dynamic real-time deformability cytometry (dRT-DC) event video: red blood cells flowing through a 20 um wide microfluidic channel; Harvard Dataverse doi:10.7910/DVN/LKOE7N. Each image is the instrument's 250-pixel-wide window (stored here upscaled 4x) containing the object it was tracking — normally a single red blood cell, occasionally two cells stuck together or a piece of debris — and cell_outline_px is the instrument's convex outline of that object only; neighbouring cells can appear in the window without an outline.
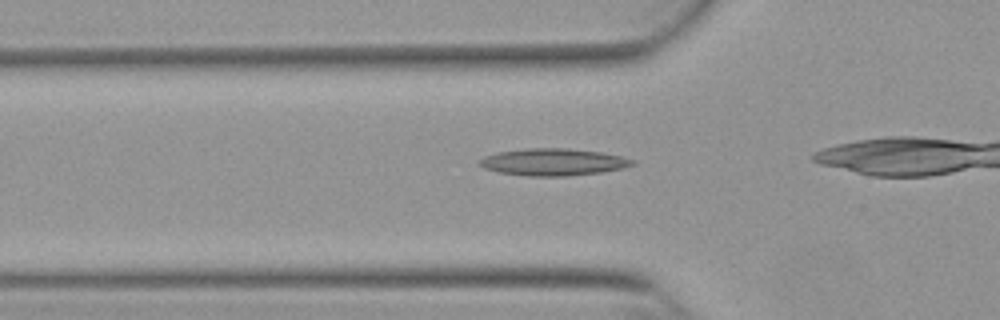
{"species": "Egyptian fruit bat (a non-hibernating species)", "species_latin": "Rousettus aegyptiacus", "temperature_condition": "warm", "stored_images_in_passage": 36, "camera_frame_rate_fps": 3000, "um_per_image_px": 0.085, "animal": {"sex": "female"}, "frame": {"image": 1, "passage_image": 12, "time_ms": 3.667, "image_size_px": [1000, 320], "cell_outline_px": [[636, 164], [620, 168], [600, 172], [568, 176], [528, 176], [500, 172], [484, 168], [476, 164], [476, 160], [484, 156], [496, 152], [528, 148], [568, 148], [600, 152], [620, 156], [636, 160]], "centroid_in_image_um": [46.96, 13.77], "position_along_channel_um": 78.8, "area_um2": 24.16}}
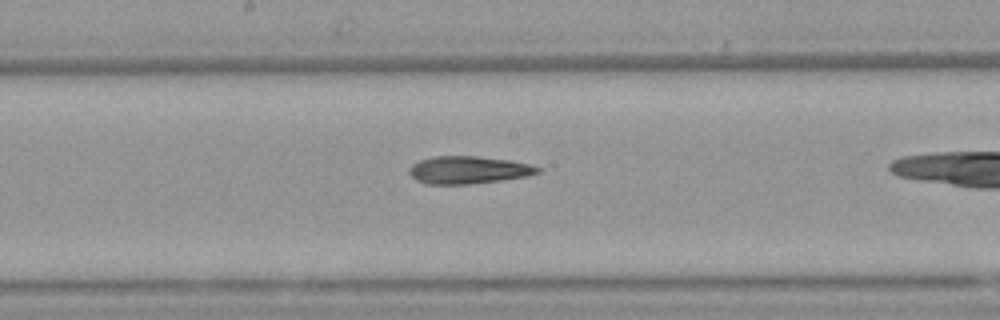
{"frame": {"image": 2, "passage_image": 22, "time_ms": 7.0, "image_size_px": [1000, 320], "cell_outline_px": [[540, 172], [528, 176], [472, 184], [424, 184], [416, 180], [408, 172], [408, 168], [412, 164], [420, 160], [432, 156], [476, 156], [508, 160], [528, 164], [540, 168]], "centroid_in_image_um": [39.76, 14.45], "position_along_channel_um": 208.4, "area_um2": 20.63}}
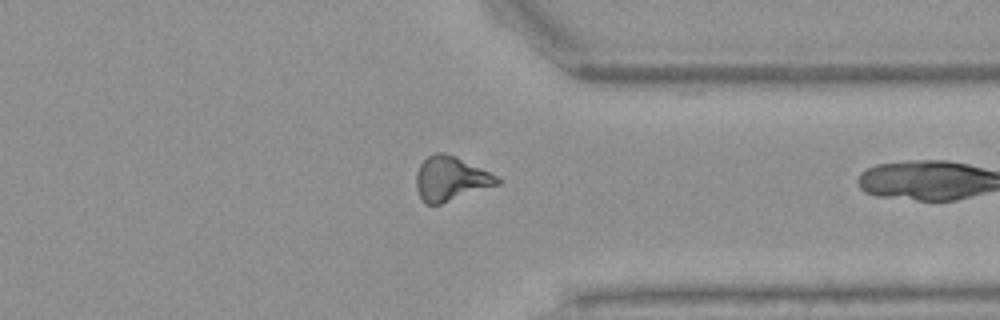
{"frame": {"image": 3, "passage_image": 35, "time_ms": 11.333, "image_size_px": [1000, 320], "cell_outline_px": [[504, 180], [500, 184], [440, 204], [424, 204], [416, 188], [416, 172], [420, 164], [428, 156], [436, 152], [444, 152], [456, 156]], "centroid_in_image_um": [38.3, 15.19], "position_along_channel_um": 373.1, "area_um2": 20.87}}